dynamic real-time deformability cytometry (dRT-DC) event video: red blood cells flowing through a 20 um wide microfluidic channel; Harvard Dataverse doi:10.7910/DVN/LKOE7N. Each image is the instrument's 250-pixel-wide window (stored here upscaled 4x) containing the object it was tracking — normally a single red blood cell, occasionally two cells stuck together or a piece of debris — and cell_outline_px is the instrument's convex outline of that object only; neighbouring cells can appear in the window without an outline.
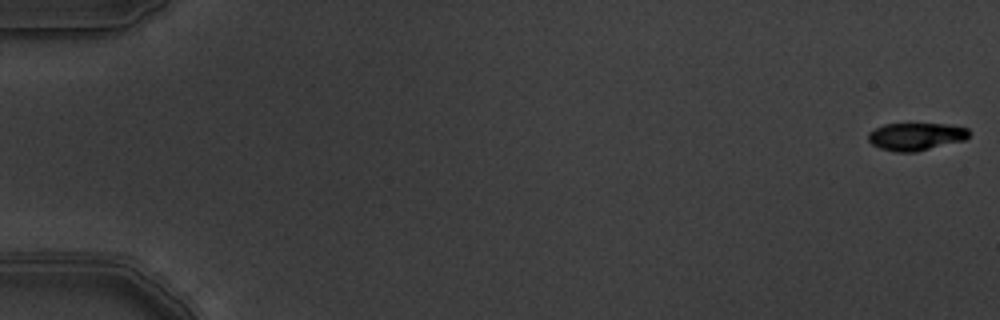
{"species": "common noctule bat (a hibernating species)", "species_latin": "Nyctalus noctula", "temperature_condition": "warm", "stored_images_in_passage": 7, "camera_frame_rate_fps": 3000, "um_per_image_px": 0.085, "animal": {"sex": "male", "body_mass_g": 19.5, "forearm_length_mm": 54.6}, "frame": {"image": 1, "passage_image": 1, "time_ms": 0.0, "image_size_px": [1000, 320], "cell_outline_px": [[968, 136], [964, 140], [916, 152], [896, 152], [880, 148], [872, 144], [868, 140], [868, 132], [884, 124], [948, 124], [968, 128]], "centroid_in_image_um": [77.83, 11.6], "position_along_channel_um": 7.2, "area_um2": 16.13}}